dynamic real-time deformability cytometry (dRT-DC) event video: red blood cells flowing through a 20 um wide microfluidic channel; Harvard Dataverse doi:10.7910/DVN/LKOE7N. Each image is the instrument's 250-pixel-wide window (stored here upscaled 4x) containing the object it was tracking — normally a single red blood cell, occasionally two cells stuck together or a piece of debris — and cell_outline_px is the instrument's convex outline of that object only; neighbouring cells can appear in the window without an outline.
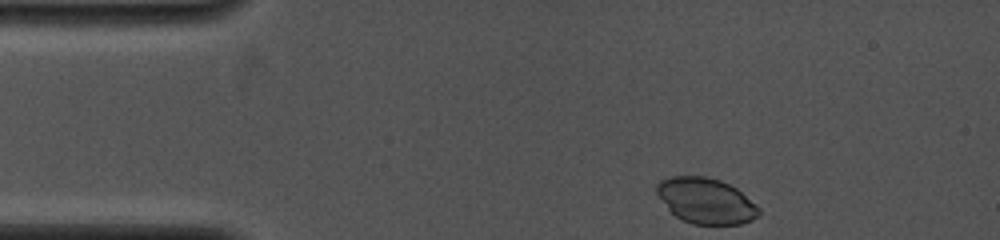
{"species": "common noctule bat (a hibernating species)", "species_latin": "Nyctalus noctula", "temperature_condition": "cold", "stored_images_in_passage": 48, "camera_frame_rate_fps": 4000, "um_per_image_px": 0.085, "animal": {"sex": "female", "body_mass_g": 19.0, "forearm_length_mm": 53.3}, "frame": {"image": 1, "passage_image": 1, "time_ms": 0.0, "image_size_px": [1000, 240], "cell_outline_px": [[760, 216], [752, 220], [740, 224], [692, 224], [676, 216], [668, 208], [656, 192], [656, 184], [660, 180], [668, 176], [704, 176], [720, 180], [736, 188], [756, 204], [760, 208]], "centroid_in_image_um": [60.01, 17.06], "position_along_channel_um": 25.0, "area_um2": 27.11}}
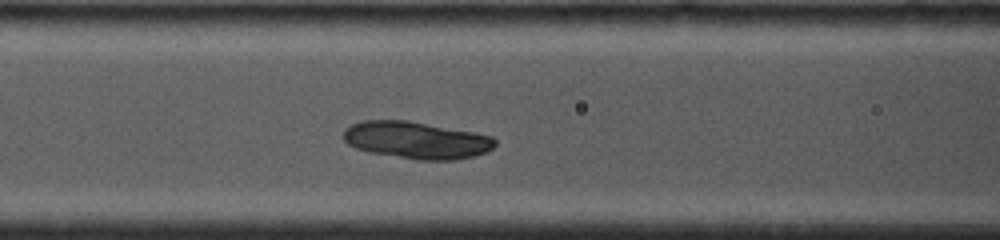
{"frame": {"image": 2, "passage_image": 17, "time_ms": 4.0, "image_size_px": [1000, 240], "cell_outline_px": [[496, 144], [488, 152], [476, 156], [452, 160], [416, 160], [368, 152], [356, 148], [348, 144], [344, 140], [344, 128], [352, 124], [364, 120], [408, 120], [476, 132], [492, 136], [496, 140]], "centroid_in_image_um": [35.42, 11.91], "position_along_channel_um": 131.2, "area_um2": 33.18}}
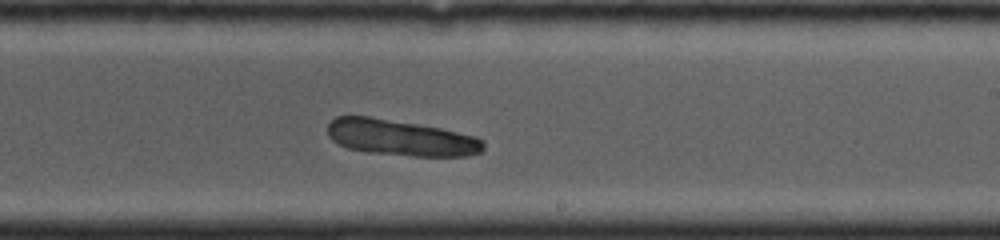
{"frame": {"image": 3, "passage_image": 29, "time_ms": 7.0, "image_size_px": [1000, 240], "cell_outline_px": [[484, 148], [480, 152], [468, 156], [412, 156], [368, 152], [348, 148], [332, 140], [328, 136], [328, 124], [336, 116], [372, 116], [440, 128], [476, 136], [484, 140]], "centroid_in_image_um": [34.07, 11.7], "position_along_channel_um": 254.9, "area_um2": 32.71}}